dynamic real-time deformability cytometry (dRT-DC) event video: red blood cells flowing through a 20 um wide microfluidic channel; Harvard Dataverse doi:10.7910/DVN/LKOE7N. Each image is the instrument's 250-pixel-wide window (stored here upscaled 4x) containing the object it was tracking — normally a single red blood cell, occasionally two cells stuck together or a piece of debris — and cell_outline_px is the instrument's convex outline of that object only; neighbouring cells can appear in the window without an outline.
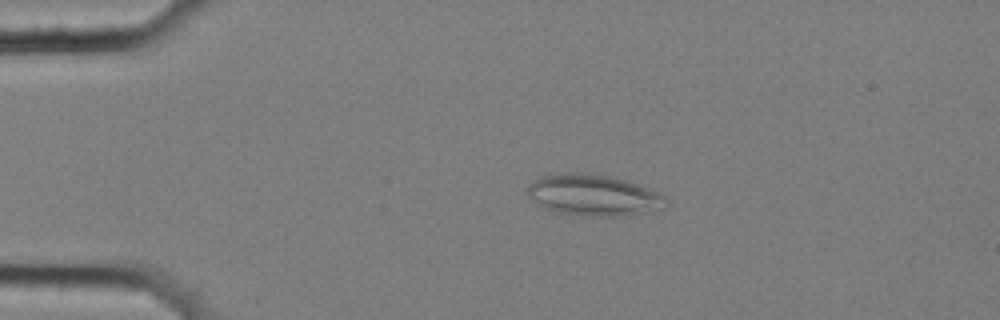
{"species": "common noctule bat (a hibernating species)", "species_latin": "Nyctalus noctula", "temperature_condition": "cold", "stored_images_in_passage": 10, "camera_frame_rate_fps": 3000, "um_per_image_px": 0.085, "animal": {"sex": "female", "body_mass_g": 25.1}, "frame": {"image": 1, "passage_image": 2, "time_ms": 0.333, "image_size_px": [1000, 320], "cell_outline_px": [[668, 204], [664, 208], [628, 216], [584, 216], [560, 212], [548, 208], [532, 196], [528, 192], [528, 184], [544, 176], [604, 176], [624, 180], [660, 192], [668, 200]], "centroid_in_image_um": [50.62, 16.66], "position_along_channel_um": 34.4, "area_um2": 31.5}}
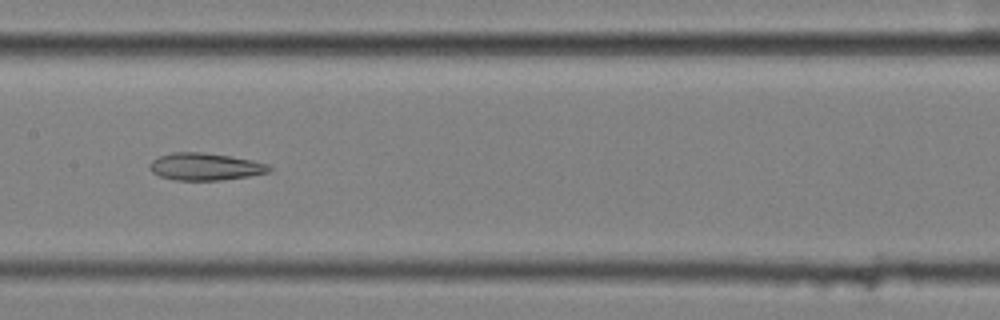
{"frame": {"image": 2, "passage_image": 7, "time_ms": 2.0, "image_size_px": [1000, 320], "cell_outline_px": [[272, 168], [268, 172], [248, 176], [220, 180], [176, 180], [160, 176], [152, 172], [148, 168], [148, 164], [152, 160], [160, 156], [172, 152], [200, 152], [228, 156], [252, 160], [268, 164]], "centroid_in_image_um": [17.4, 14.16], "position_along_channel_um": 190.0, "area_um2": 18.84}}
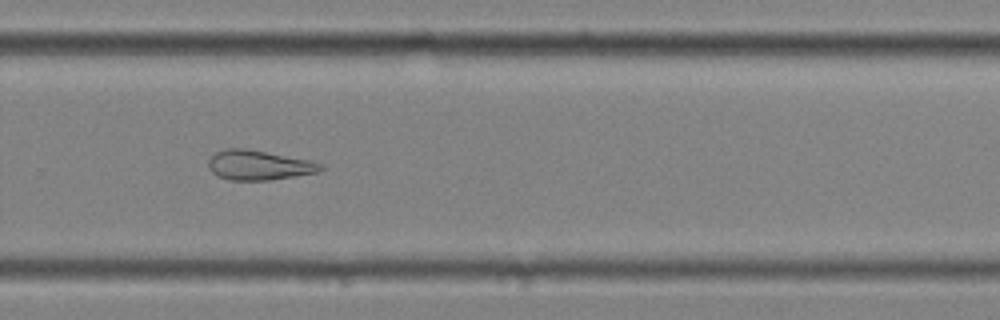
{"frame": {"image": 3, "passage_image": 10, "time_ms": 3.0, "image_size_px": [1000, 320], "cell_outline_px": [[324, 168], [316, 172], [296, 176], [268, 180], [228, 180], [212, 172], [208, 168], [208, 160], [216, 152], [224, 148], [244, 148], [308, 160], [324, 164]], "centroid_in_image_um": [21.97, 14.04], "position_along_channel_um": 307.8, "area_um2": 19.25}}